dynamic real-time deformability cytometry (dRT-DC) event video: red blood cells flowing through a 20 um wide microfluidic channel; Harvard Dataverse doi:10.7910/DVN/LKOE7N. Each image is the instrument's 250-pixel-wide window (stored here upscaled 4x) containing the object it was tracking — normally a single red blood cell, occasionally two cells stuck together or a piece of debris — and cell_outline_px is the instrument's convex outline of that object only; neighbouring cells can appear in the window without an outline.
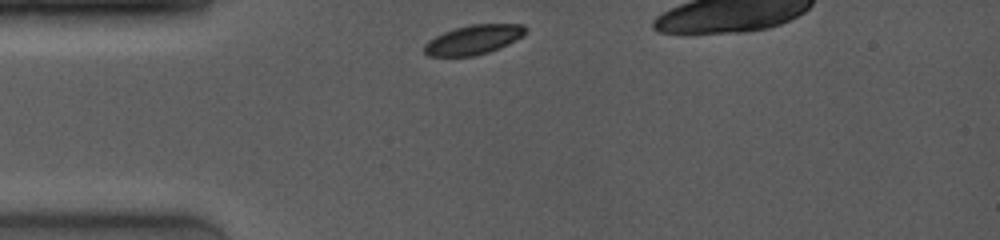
{"species": "common noctule bat (a hibernating species)", "species_latin": "Nyctalus noctula", "temperature_condition": "room temperature", "stored_images_in_passage": 39, "camera_frame_rate_fps": 4000, "um_per_image_px": 0.085, "animal": {"sex": "female", "body_mass_g": 19.0, "forearm_length_mm": 53.3}, "frame": {"image": 1, "passage_image": 1, "time_ms": 0.0, "image_size_px": [1000, 240], "cell_outline_px": [[528, 32], [516, 40], [500, 48], [476, 56], [428, 56], [424, 52], [424, 44], [428, 40], [444, 32], [456, 28], [472, 24], [524, 24], [528, 28]], "centroid_in_image_um": [40.28, 3.37], "position_along_channel_um": 44.7, "area_um2": 17.46}}
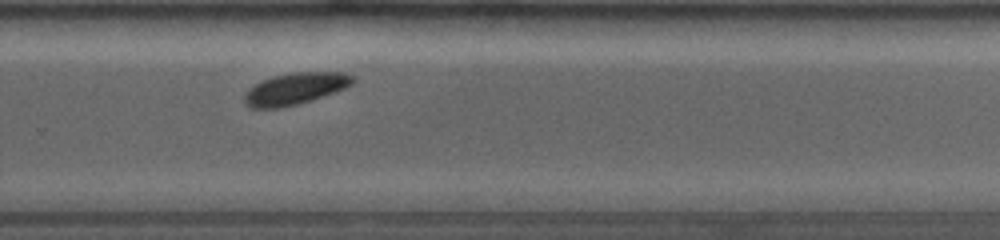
{"frame": {"image": 2, "passage_image": 27, "time_ms": 7.0, "image_size_px": [1000, 240], "cell_outline_px": [[356, 80], [352, 84], [344, 88], [296, 104], [280, 108], [252, 108], [244, 100], [244, 92], [256, 84], [272, 76], [292, 72], [344, 72], [356, 76]], "centroid_in_image_um": [25.11, 7.51], "position_along_channel_um": 304.7, "area_um2": 19.71}}
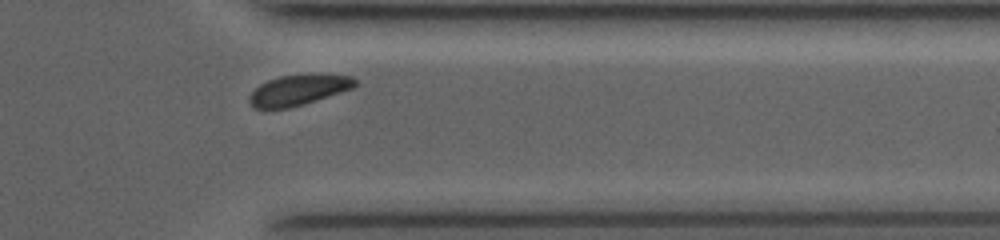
{"frame": {"image": 3, "passage_image": 35, "time_ms": 9.0, "image_size_px": [1000, 240], "cell_outline_px": [[356, 84], [352, 88], [304, 104], [288, 108], [256, 108], [248, 100], [248, 96], [260, 84], [268, 80], [280, 76], [308, 72], [320, 72], [352, 76], [356, 80]], "centroid_in_image_um": [25.4, 7.6], "position_along_channel_um": 386.0, "area_um2": 19.13}}